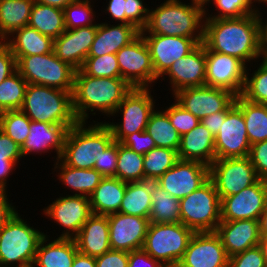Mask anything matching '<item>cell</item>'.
Segmentation results:
<instances>
[{
    "instance_id": "1",
    "label": "cell",
    "mask_w": 267,
    "mask_h": 267,
    "mask_svg": "<svg viewBox=\"0 0 267 267\" xmlns=\"http://www.w3.org/2000/svg\"><path fill=\"white\" fill-rule=\"evenodd\" d=\"M202 43L210 51L238 58L247 67L253 65L262 59L259 14L205 18Z\"/></svg>"
},
{
    "instance_id": "2",
    "label": "cell",
    "mask_w": 267,
    "mask_h": 267,
    "mask_svg": "<svg viewBox=\"0 0 267 267\" xmlns=\"http://www.w3.org/2000/svg\"><path fill=\"white\" fill-rule=\"evenodd\" d=\"M131 90L132 87L122 78L92 77L76 70L72 109L77 121L88 122L91 115L100 113L103 118H110Z\"/></svg>"
},
{
    "instance_id": "3",
    "label": "cell",
    "mask_w": 267,
    "mask_h": 267,
    "mask_svg": "<svg viewBox=\"0 0 267 267\" xmlns=\"http://www.w3.org/2000/svg\"><path fill=\"white\" fill-rule=\"evenodd\" d=\"M205 9L182 0H164L149 9V19L140 34L203 38Z\"/></svg>"
},
{
    "instance_id": "4",
    "label": "cell",
    "mask_w": 267,
    "mask_h": 267,
    "mask_svg": "<svg viewBox=\"0 0 267 267\" xmlns=\"http://www.w3.org/2000/svg\"><path fill=\"white\" fill-rule=\"evenodd\" d=\"M92 122H77L69 128L60 157L64 164L93 169L100 154L114 141L110 128L103 121Z\"/></svg>"
},
{
    "instance_id": "5",
    "label": "cell",
    "mask_w": 267,
    "mask_h": 267,
    "mask_svg": "<svg viewBox=\"0 0 267 267\" xmlns=\"http://www.w3.org/2000/svg\"><path fill=\"white\" fill-rule=\"evenodd\" d=\"M17 211L0 229V267H32L45 232Z\"/></svg>"
},
{
    "instance_id": "6",
    "label": "cell",
    "mask_w": 267,
    "mask_h": 267,
    "mask_svg": "<svg viewBox=\"0 0 267 267\" xmlns=\"http://www.w3.org/2000/svg\"><path fill=\"white\" fill-rule=\"evenodd\" d=\"M20 110L31 120L49 124L75 125L72 93L62 89L28 84Z\"/></svg>"
},
{
    "instance_id": "7",
    "label": "cell",
    "mask_w": 267,
    "mask_h": 267,
    "mask_svg": "<svg viewBox=\"0 0 267 267\" xmlns=\"http://www.w3.org/2000/svg\"><path fill=\"white\" fill-rule=\"evenodd\" d=\"M195 232L179 223H150L143 250L165 267H177Z\"/></svg>"
},
{
    "instance_id": "8",
    "label": "cell",
    "mask_w": 267,
    "mask_h": 267,
    "mask_svg": "<svg viewBox=\"0 0 267 267\" xmlns=\"http://www.w3.org/2000/svg\"><path fill=\"white\" fill-rule=\"evenodd\" d=\"M179 204L180 222L194 232H215L221 222V199L210 179Z\"/></svg>"
},
{
    "instance_id": "9",
    "label": "cell",
    "mask_w": 267,
    "mask_h": 267,
    "mask_svg": "<svg viewBox=\"0 0 267 267\" xmlns=\"http://www.w3.org/2000/svg\"><path fill=\"white\" fill-rule=\"evenodd\" d=\"M16 66L28 84L73 92L76 69L61 61L54 50L47 54L20 57L16 61Z\"/></svg>"
},
{
    "instance_id": "10",
    "label": "cell",
    "mask_w": 267,
    "mask_h": 267,
    "mask_svg": "<svg viewBox=\"0 0 267 267\" xmlns=\"http://www.w3.org/2000/svg\"><path fill=\"white\" fill-rule=\"evenodd\" d=\"M151 89V90H150ZM153 88H132L110 117L121 116V122L104 123L110 128L113 138L121 142L126 136L145 131L151 114L157 108ZM153 93V95H151Z\"/></svg>"
},
{
    "instance_id": "11",
    "label": "cell",
    "mask_w": 267,
    "mask_h": 267,
    "mask_svg": "<svg viewBox=\"0 0 267 267\" xmlns=\"http://www.w3.org/2000/svg\"><path fill=\"white\" fill-rule=\"evenodd\" d=\"M209 179L222 199L239 193L242 189L255 184L260 178L247 156L215 159L209 166Z\"/></svg>"
},
{
    "instance_id": "12",
    "label": "cell",
    "mask_w": 267,
    "mask_h": 267,
    "mask_svg": "<svg viewBox=\"0 0 267 267\" xmlns=\"http://www.w3.org/2000/svg\"><path fill=\"white\" fill-rule=\"evenodd\" d=\"M116 57L121 78L132 88L155 86V73L150 51L141 34L131 43L122 47L116 53Z\"/></svg>"
},
{
    "instance_id": "13",
    "label": "cell",
    "mask_w": 267,
    "mask_h": 267,
    "mask_svg": "<svg viewBox=\"0 0 267 267\" xmlns=\"http://www.w3.org/2000/svg\"><path fill=\"white\" fill-rule=\"evenodd\" d=\"M60 195L43 208L42 214L63 228L57 238H74L92 214L89 197L73 194L63 196V193Z\"/></svg>"
},
{
    "instance_id": "14",
    "label": "cell",
    "mask_w": 267,
    "mask_h": 267,
    "mask_svg": "<svg viewBox=\"0 0 267 267\" xmlns=\"http://www.w3.org/2000/svg\"><path fill=\"white\" fill-rule=\"evenodd\" d=\"M172 98L201 120L216 112H226L234 104L236 95L226 89L205 85L181 89Z\"/></svg>"
},
{
    "instance_id": "15",
    "label": "cell",
    "mask_w": 267,
    "mask_h": 267,
    "mask_svg": "<svg viewBox=\"0 0 267 267\" xmlns=\"http://www.w3.org/2000/svg\"><path fill=\"white\" fill-rule=\"evenodd\" d=\"M149 48L155 84L171 65L190 53L203 38H186L159 34H141Z\"/></svg>"
},
{
    "instance_id": "16",
    "label": "cell",
    "mask_w": 267,
    "mask_h": 267,
    "mask_svg": "<svg viewBox=\"0 0 267 267\" xmlns=\"http://www.w3.org/2000/svg\"><path fill=\"white\" fill-rule=\"evenodd\" d=\"M250 147L242 111L234 102L215 136L216 159L247 157Z\"/></svg>"
},
{
    "instance_id": "17",
    "label": "cell",
    "mask_w": 267,
    "mask_h": 267,
    "mask_svg": "<svg viewBox=\"0 0 267 267\" xmlns=\"http://www.w3.org/2000/svg\"><path fill=\"white\" fill-rule=\"evenodd\" d=\"M206 86L242 93L247 66L238 58L210 51L205 47Z\"/></svg>"
},
{
    "instance_id": "18",
    "label": "cell",
    "mask_w": 267,
    "mask_h": 267,
    "mask_svg": "<svg viewBox=\"0 0 267 267\" xmlns=\"http://www.w3.org/2000/svg\"><path fill=\"white\" fill-rule=\"evenodd\" d=\"M266 204L267 180L259 179L239 193L221 199V221L259 220Z\"/></svg>"
},
{
    "instance_id": "19",
    "label": "cell",
    "mask_w": 267,
    "mask_h": 267,
    "mask_svg": "<svg viewBox=\"0 0 267 267\" xmlns=\"http://www.w3.org/2000/svg\"><path fill=\"white\" fill-rule=\"evenodd\" d=\"M209 180V166L190 160H178L155 182L178 200L188 196Z\"/></svg>"
},
{
    "instance_id": "20",
    "label": "cell",
    "mask_w": 267,
    "mask_h": 267,
    "mask_svg": "<svg viewBox=\"0 0 267 267\" xmlns=\"http://www.w3.org/2000/svg\"><path fill=\"white\" fill-rule=\"evenodd\" d=\"M229 256L215 232H195L177 267H228Z\"/></svg>"
},
{
    "instance_id": "21",
    "label": "cell",
    "mask_w": 267,
    "mask_h": 267,
    "mask_svg": "<svg viewBox=\"0 0 267 267\" xmlns=\"http://www.w3.org/2000/svg\"><path fill=\"white\" fill-rule=\"evenodd\" d=\"M160 80L161 83L162 80H169L171 96L184 88L205 86L206 55L204 44L199 43L190 53L175 61Z\"/></svg>"
},
{
    "instance_id": "22",
    "label": "cell",
    "mask_w": 267,
    "mask_h": 267,
    "mask_svg": "<svg viewBox=\"0 0 267 267\" xmlns=\"http://www.w3.org/2000/svg\"><path fill=\"white\" fill-rule=\"evenodd\" d=\"M112 250L131 252L142 249L150 220L141 216L113 213L107 215Z\"/></svg>"
},
{
    "instance_id": "23",
    "label": "cell",
    "mask_w": 267,
    "mask_h": 267,
    "mask_svg": "<svg viewBox=\"0 0 267 267\" xmlns=\"http://www.w3.org/2000/svg\"><path fill=\"white\" fill-rule=\"evenodd\" d=\"M74 125L49 124L31 121L30 132L21 147L23 158L31 154H45L56 152L53 158L60 159L69 128ZM51 150V151H50Z\"/></svg>"
},
{
    "instance_id": "24",
    "label": "cell",
    "mask_w": 267,
    "mask_h": 267,
    "mask_svg": "<svg viewBox=\"0 0 267 267\" xmlns=\"http://www.w3.org/2000/svg\"><path fill=\"white\" fill-rule=\"evenodd\" d=\"M97 31V24L76 29H66L54 39V52L64 62L76 70L80 69L88 57Z\"/></svg>"
},
{
    "instance_id": "25",
    "label": "cell",
    "mask_w": 267,
    "mask_h": 267,
    "mask_svg": "<svg viewBox=\"0 0 267 267\" xmlns=\"http://www.w3.org/2000/svg\"><path fill=\"white\" fill-rule=\"evenodd\" d=\"M215 233L229 257L258 246L260 241L258 220L221 221Z\"/></svg>"
},
{
    "instance_id": "26",
    "label": "cell",
    "mask_w": 267,
    "mask_h": 267,
    "mask_svg": "<svg viewBox=\"0 0 267 267\" xmlns=\"http://www.w3.org/2000/svg\"><path fill=\"white\" fill-rule=\"evenodd\" d=\"M105 20L97 24V31L91 45L88 57H99L106 54H116L122 47L135 40L140 31L133 24H110Z\"/></svg>"
},
{
    "instance_id": "27",
    "label": "cell",
    "mask_w": 267,
    "mask_h": 267,
    "mask_svg": "<svg viewBox=\"0 0 267 267\" xmlns=\"http://www.w3.org/2000/svg\"><path fill=\"white\" fill-rule=\"evenodd\" d=\"M78 252L98 257L111 249L107 215L91 214L74 237Z\"/></svg>"
},
{
    "instance_id": "28",
    "label": "cell",
    "mask_w": 267,
    "mask_h": 267,
    "mask_svg": "<svg viewBox=\"0 0 267 267\" xmlns=\"http://www.w3.org/2000/svg\"><path fill=\"white\" fill-rule=\"evenodd\" d=\"M177 153L180 160L199 161L210 166L216 159L215 137L199 123L181 136Z\"/></svg>"
},
{
    "instance_id": "29",
    "label": "cell",
    "mask_w": 267,
    "mask_h": 267,
    "mask_svg": "<svg viewBox=\"0 0 267 267\" xmlns=\"http://www.w3.org/2000/svg\"><path fill=\"white\" fill-rule=\"evenodd\" d=\"M47 233L39 242L32 267H72L78 253L74 238L50 239Z\"/></svg>"
},
{
    "instance_id": "30",
    "label": "cell",
    "mask_w": 267,
    "mask_h": 267,
    "mask_svg": "<svg viewBox=\"0 0 267 267\" xmlns=\"http://www.w3.org/2000/svg\"><path fill=\"white\" fill-rule=\"evenodd\" d=\"M53 166V175H56L59 183L61 182L62 185L64 184V188L70 190L73 195H83L89 197L104 178L94 168H74L64 164L60 159L55 161Z\"/></svg>"
},
{
    "instance_id": "31",
    "label": "cell",
    "mask_w": 267,
    "mask_h": 267,
    "mask_svg": "<svg viewBox=\"0 0 267 267\" xmlns=\"http://www.w3.org/2000/svg\"><path fill=\"white\" fill-rule=\"evenodd\" d=\"M16 57L42 55L53 51L54 40L30 26L14 31L3 41Z\"/></svg>"
},
{
    "instance_id": "32",
    "label": "cell",
    "mask_w": 267,
    "mask_h": 267,
    "mask_svg": "<svg viewBox=\"0 0 267 267\" xmlns=\"http://www.w3.org/2000/svg\"><path fill=\"white\" fill-rule=\"evenodd\" d=\"M126 190V182L116 177H104L89 196L93 214L118 213Z\"/></svg>"
},
{
    "instance_id": "33",
    "label": "cell",
    "mask_w": 267,
    "mask_h": 267,
    "mask_svg": "<svg viewBox=\"0 0 267 267\" xmlns=\"http://www.w3.org/2000/svg\"><path fill=\"white\" fill-rule=\"evenodd\" d=\"M34 0H0V40L28 26Z\"/></svg>"
},
{
    "instance_id": "34",
    "label": "cell",
    "mask_w": 267,
    "mask_h": 267,
    "mask_svg": "<svg viewBox=\"0 0 267 267\" xmlns=\"http://www.w3.org/2000/svg\"><path fill=\"white\" fill-rule=\"evenodd\" d=\"M152 181L126 182L119 213L148 218L152 207Z\"/></svg>"
},
{
    "instance_id": "35",
    "label": "cell",
    "mask_w": 267,
    "mask_h": 267,
    "mask_svg": "<svg viewBox=\"0 0 267 267\" xmlns=\"http://www.w3.org/2000/svg\"><path fill=\"white\" fill-rule=\"evenodd\" d=\"M28 26L54 40L66 30L64 12L62 9L34 1Z\"/></svg>"
},
{
    "instance_id": "36",
    "label": "cell",
    "mask_w": 267,
    "mask_h": 267,
    "mask_svg": "<svg viewBox=\"0 0 267 267\" xmlns=\"http://www.w3.org/2000/svg\"><path fill=\"white\" fill-rule=\"evenodd\" d=\"M235 104L242 111L250 145L267 140V106L249 102L240 95Z\"/></svg>"
},
{
    "instance_id": "37",
    "label": "cell",
    "mask_w": 267,
    "mask_h": 267,
    "mask_svg": "<svg viewBox=\"0 0 267 267\" xmlns=\"http://www.w3.org/2000/svg\"><path fill=\"white\" fill-rule=\"evenodd\" d=\"M150 223H179L180 200L152 181Z\"/></svg>"
},
{
    "instance_id": "38",
    "label": "cell",
    "mask_w": 267,
    "mask_h": 267,
    "mask_svg": "<svg viewBox=\"0 0 267 267\" xmlns=\"http://www.w3.org/2000/svg\"><path fill=\"white\" fill-rule=\"evenodd\" d=\"M148 134L155 141L156 147L178 151L181 135L171 125L168 115L159 108L153 111L146 126Z\"/></svg>"
},
{
    "instance_id": "39",
    "label": "cell",
    "mask_w": 267,
    "mask_h": 267,
    "mask_svg": "<svg viewBox=\"0 0 267 267\" xmlns=\"http://www.w3.org/2000/svg\"><path fill=\"white\" fill-rule=\"evenodd\" d=\"M259 62V65H258ZM257 69L251 70V66L246 68L245 82L240 96L245 100L256 103H267V60H259L253 65ZM250 68V69H249ZM253 72L250 74V72Z\"/></svg>"
},
{
    "instance_id": "40",
    "label": "cell",
    "mask_w": 267,
    "mask_h": 267,
    "mask_svg": "<svg viewBox=\"0 0 267 267\" xmlns=\"http://www.w3.org/2000/svg\"><path fill=\"white\" fill-rule=\"evenodd\" d=\"M144 181L158 180L167 170L179 160L176 150L154 147L143 155Z\"/></svg>"
},
{
    "instance_id": "41",
    "label": "cell",
    "mask_w": 267,
    "mask_h": 267,
    "mask_svg": "<svg viewBox=\"0 0 267 267\" xmlns=\"http://www.w3.org/2000/svg\"><path fill=\"white\" fill-rule=\"evenodd\" d=\"M144 158L118 142L116 178L124 182L144 181Z\"/></svg>"
},
{
    "instance_id": "42",
    "label": "cell",
    "mask_w": 267,
    "mask_h": 267,
    "mask_svg": "<svg viewBox=\"0 0 267 267\" xmlns=\"http://www.w3.org/2000/svg\"><path fill=\"white\" fill-rule=\"evenodd\" d=\"M27 81L16 70L0 84V113L8 110H20L22 107Z\"/></svg>"
},
{
    "instance_id": "43",
    "label": "cell",
    "mask_w": 267,
    "mask_h": 267,
    "mask_svg": "<svg viewBox=\"0 0 267 267\" xmlns=\"http://www.w3.org/2000/svg\"><path fill=\"white\" fill-rule=\"evenodd\" d=\"M213 8L212 10H216V13L209 14V8H205V18H240L245 15L258 13L260 14L261 10L257 7L255 0H212ZM208 12V13H207Z\"/></svg>"
},
{
    "instance_id": "44",
    "label": "cell",
    "mask_w": 267,
    "mask_h": 267,
    "mask_svg": "<svg viewBox=\"0 0 267 267\" xmlns=\"http://www.w3.org/2000/svg\"><path fill=\"white\" fill-rule=\"evenodd\" d=\"M93 3V0H75L68 4L63 9L65 28L76 29L98 24L95 22L97 18Z\"/></svg>"
},
{
    "instance_id": "45",
    "label": "cell",
    "mask_w": 267,
    "mask_h": 267,
    "mask_svg": "<svg viewBox=\"0 0 267 267\" xmlns=\"http://www.w3.org/2000/svg\"><path fill=\"white\" fill-rule=\"evenodd\" d=\"M30 123L31 120L21 110L0 113V129L21 147L29 135Z\"/></svg>"
},
{
    "instance_id": "46",
    "label": "cell",
    "mask_w": 267,
    "mask_h": 267,
    "mask_svg": "<svg viewBox=\"0 0 267 267\" xmlns=\"http://www.w3.org/2000/svg\"><path fill=\"white\" fill-rule=\"evenodd\" d=\"M80 70L92 77L121 78L116 54L87 57Z\"/></svg>"
},
{
    "instance_id": "47",
    "label": "cell",
    "mask_w": 267,
    "mask_h": 267,
    "mask_svg": "<svg viewBox=\"0 0 267 267\" xmlns=\"http://www.w3.org/2000/svg\"><path fill=\"white\" fill-rule=\"evenodd\" d=\"M162 110L168 115L171 125L181 136L191 131L200 123V120L197 117L185 110L175 100H173L172 104L166 106Z\"/></svg>"
},
{
    "instance_id": "48",
    "label": "cell",
    "mask_w": 267,
    "mask_h": 267,
    "mask_svg": "<svg viewBox=\"0 0 267 267\" xmlns=\"http://www.w3.org/2000/svg\"><path fill=\"white\" fill-rule=\"evenodd\" d=\"M118 158V142L113 141L106 150L100 154L95 162L94 169L103 177H116Z\"/></svg>"
},
{
    "instance_id": "49",
    "label": "cell",
    "mask_w": 267,
    "mask_h": 267,
    "mask_svg": "<svg viewBox=\"0 0 267 267\" xmlns=\"http://www.w3.org/2000/svg\"><path fill=\"white\" fill-rule=\"evenodd\" d=\"M228 267H267L259 246L229 257Z\"/></svg>"
},
{
    "instance_id": "50",
    "label": "cell",
    "mask_w": 267,
    "mask_h": 267,
    "mask_svg": "<svg viewBox=\"0 0 267 267\" xmlns=\"http://www.w3.org/2000/svg\"><path fill=\"white\" fill-rule=\"evenodd\" d=\"M127 12H125L126 18L135 25L139 30H143L149 19L150 7L145 5L144 0H126ZM147 6V7H146Z\"/></svg>"
},
{
    "instance_id": "51",
    "label": "cell",
    "mask_w": 267,
    "mask_h": 267,
    "mask_svg": "<svg viewBox=\"0 0 267 267\" xmlns=\"http://www.w3.org/2000/svg\"><path fill=\"white\" fill-rule=\"evenodd\" d=\"M248 157L257 176L267 180V140L251 145Z\"/></svg>"
},
{
    "instance_id": "52",
    "label": "cell",
    "mask_w": 267,
    "mask_h": 267,
    "mask_svg": "<svg viewBox=\"0 0 267 267\" xmlns=\"http://www.w3.org/2000/svg\"><path fill=\"white\" fill-rule=\"evenodd\" d=\"M120 143L141 155L146 154L151 149L156 147L155 141L147 131H138L130 134L126 136Z\"/></svg>"
},
{
    "instance_id": "53",
    "label": "cell",
    "mask_w": 267,
    "mask_h": 267,
    "mask_svg": "<svg viewBox=\"0 0 267 267\" xmlns=\"http://www.w3.org/2000/svg\"><path fill=\"white\" fill-rule=\"evenodd\" d=\"M96 267H128V252L110 249L95 257Z\"/></svg>"
},
{
    "instance_id": "54",
    "label": "cell",
    "mask_w": 267,
    "mask_h": 267,
    "mask_svg": "<svg viewBox=\"0 0 267 267\" xmlns=\"http://www.w3.org/2000/svg\"><path fill=\"white\" fill-rule=\"evenodd\" d=\"M0 158H8L17 165H21L20 160L23 159L21 146L14 142L8 135L0 129Z\"/></svg>"
},
{
    "instance_id": "55",
    "label": "cell",
    "mask_w": 267,
    "mask_h": 267,
    "mask_svg": "<svg viewBox=\"0 0 267 267\" xmlns=\"http://www.w3.org/2000/svg\"><path fill=\"white\" fill-rule=\"evenodd\" d=\"M16 70V57L3 41L0 42V84Z\"/></svg>"
},
{
    "instance_id": "56",
    "label": "cell",
    "mask_w": 267,
    "mask_h": 267,
    "mask_svg": "<svg viewBox=\"0 0 267 267\" xmlns=\"http://www.w3.org/2000/svg\"><path fill=\"white\" fill-rule=\"evenodd\" d=\"M107 4L102 12L111 20L116 21L119 24H132L125 16L127 12V1L126 0H106Z\"/></svg>"
},
{
    "instance_id": "57",
    "label": "cell",
    "mask_w": 267,
    "mask_h": 267,
    "mask_svg": "<svg viewBox=\"0 0 267 267\" xmlns=\"http://www.w3.org/2000/svg\"><path fill=\"white\" fill-rule=\"evenodd\" d=\"M128 267H165L160 261L152 258L143 249L128 252Z\"/></svg>"
},
{
    "instance_id": "58",
    "label": "cell",
    "mask_w": 267,
    "mask_h": 267,
    "mask_svg": "<svg viewBox=\"0 0 267 267\" xmlns=\"http://www.w3.org/2000/svg\"><path fill=\"white\" fill-rule=\"evenodd\" d=\"M20 211L10 202L8 192H0V229L7 224V222Z\"/></svg>"
},
{
    "instance_id": "59",
    "label": "cell",
    "mask_w": 267,
    "mask_h": 267,
    "mask_svg": "<svg viewBox=\"0 0 267 267\" xmlns=\"http://www.w3.org/2000/svg\"><path fill=\"white\" fill-rule=\"evenodd\" d=\"M17 167L19 168L20 166L14 161L9 160L8 158H0V192H8V180H11L9 176L15 172Z\"/></svg>"
},
{
    "instance_id": "60",
    "label": "cell",
    "mask_w": 267,
    "mask_h": 267,
    "mask_svg": "<svg viewBox=\"0 0 267 267\" xmlns=\"http://www.w3.org/2000/svg\"><path fill=\"white\" fill-rule=\"evenodd\" d=\"M225 117L226 112H216L209 116L203 117L200 120V123L204 125L215 137L219 132L220 126L223 125Z\"/></svg>"
},
{
    "instance_id": "61",
    "label": "cell",
    "mask_w": 267,
    "mask_h": 267,
    "mask_svg": "<svg viewBox=\"0 0 267 267\" xmlns=\"http://www.w3.org/2000/svg\"><path fill=\"white\" fill-rule=\"evenodd\" d=\"M72 267H96L95 257L78 252L74 258Z\"/></svg>"
},
{
    "instance_id": "62",
    "label": "cell",
    "mask_w": 267,
    "mask_h": 267,
    "mask_svg": "<svg viewBox=\"0 0 267 267\" xmlns=\"http://www.w3.org/2000/svg\"><path fill=\"white\" fill-rule=\"evenodd\" d=\"M261 56L267 60V21H260Z\"/></svg>"
},
{
    "instance_id": "63",
    "label": "cell",
    "mask_w": 267,
    "mask_h": 267,
    "mask_svg": "<svg viewBox=\"0 0 267 267\" xmlns=\"http://www.w3.org/2000/svg\"><path fill=\"white\" fill-rule=\"evenodd\" d=\"M34 1L63 10L68 4L74 2L75 0H34Z\"/></svg>"
},
{
    "instance_id": "64",
    "label": "cell",
    "mask_w": 267,
    "mask_h": 267,
    "mask_svg": "<svg viewBox=\"0 0 267 267\" xmlns=\"http://www.w3.org/2000/svg\"><path fill=\"white\" fill-rule=\"evenodd\" d=\"M258 221L260 236H267V204Z\"/></svg>"
},
{
    "instance_id": "65",
    "label": "cell",
    "mask_w": 267,
    "mask_h": 267,
    "mask_svg": "<svg viewBox=\"0 0 267 267\" xmlns=\"http://www.w3.org/2000/svg\"><path fill=\"white\" fill-rule=\"evenodd\" d=\"M267 265V236H260L258 244Z\"/></svg>"
},
{
    "instance_id": "66",
    "label": "cell",
    "mask_w": 267,
    "mask_h": 267,
    "mask_svg": "<svg viewBox=\"0 0 267 267\" xmlns=\"http://www.w3.org/2000/svg\"><path fill=\"white\" fill-rule=\"evenodd\" d=\"M211 1L212 0H191L190 2L193 4L199 5L205 9L207 6L211 8L209 5Z\"/></svg>"
},
{
    "instance_id": "67",
    "label": "cell",
    "mask_w": 267,
    "mask_h": 267,
    "mask_svg": "<svg viewBox=\"0 0 267 267\" xmlns=\"http://www.w3.org/2000/svg\"><path fill=\"white\" fill-rule=\"evenodd\" d=\"M258 3L259 6H261L260 4L262 5H267V0H255V4Z\"/></svg>"
},
{
    "instance_id": "68",
    "label": "cell",
    "mask_w": 267,
    "mask_h": 267,
    "mask_svg": "<svg viewBox=\"0 0 267 267\" xmlns=\"http://www.w3.org/2000/svg\"><path fill=\"white\" fill-rule=\"evenodd\" d=\"M267 8V7H266ZM265 14H267V12L265 13ZM262 15H264L262 12L259 14V17H260V21H267V18L266 19H264L263 17L264 16H262ZM267 17V16H266Z\"/></svg>"
}]
</instances>
